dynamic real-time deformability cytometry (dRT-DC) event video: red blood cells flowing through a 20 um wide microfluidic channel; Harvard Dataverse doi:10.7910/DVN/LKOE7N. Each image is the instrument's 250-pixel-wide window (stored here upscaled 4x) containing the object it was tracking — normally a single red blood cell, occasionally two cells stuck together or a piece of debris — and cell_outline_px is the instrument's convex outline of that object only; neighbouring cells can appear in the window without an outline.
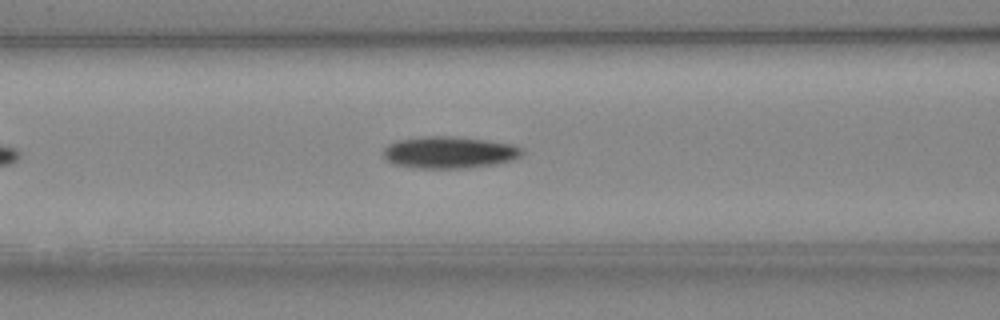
{"species": "Egyptian fruit bat (a non-hibernating species)", "species_latin": "Rousettus aegyptiacus", "temperature_condition": "cold", "stored_images_in_passage": 22, "camera_frame_rate_fps": 3000, "um_per_image_px": 0.085, "animal": {"sex": "female"}, "frame": {"image": 1, "passage_image": 10, "time_ms": 3.0, "image_size_px": [1000, 320], "cell_outline_px": [[524, 152], [520, 156], [512, 160], [496, 164], [460, 168], [420, 168], [396, 164], [388, 160], [384, 156], [384, 148], [388, 144], [396, 140], [424, 136], [452, 136], [484, 140], [512, 144], [520, 148]], "centroid_in_image_um": [38.18, 12.94], "position_along_channel_um": 128.4, "area_um2": 25.49}}
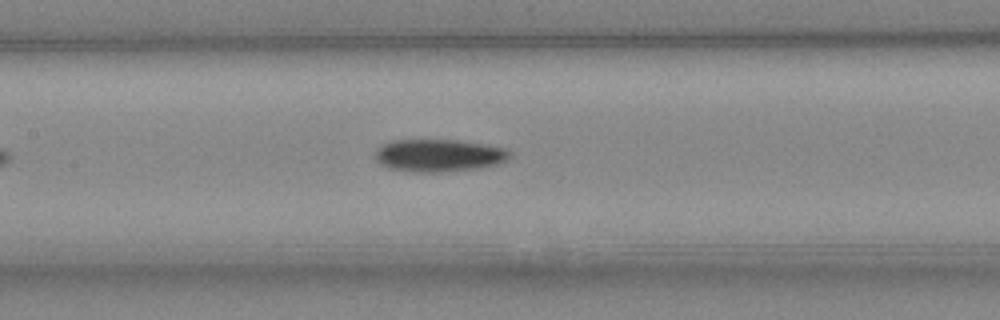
{"frame": {"image": 2, "passage_image": 13, "time_ms": 4.0, "image_size_px": [1000, 320], "cell_outline_px": [[512, 156], [496, 164], [480, 168], [440, 172], [412, 172], [388, 168], [380, 164], [376, 160], [376, 148], [392, 140], [456, 140], [504, 148], [512, 152]], "centroid_in_image_um": [37.27, 13.22], "position_along_channel_um": 170.1, "area_um2": 25.37}}
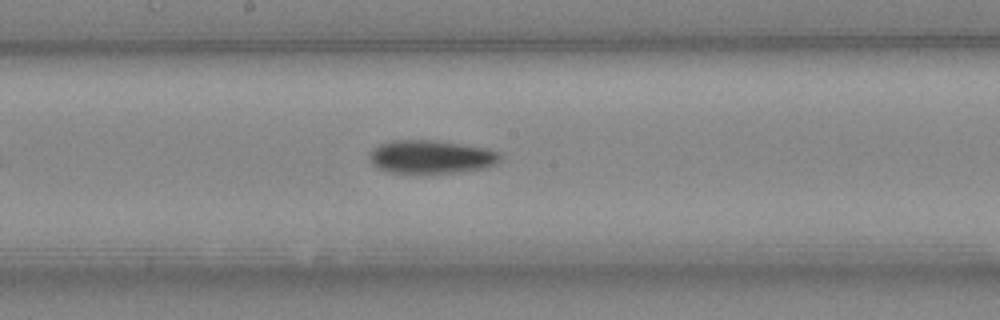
{"frame": {"image": 3, "passage_image": 16, "time_ms": 5.0, "image_size_px": [1000, 320], "cell_outline_px": [[500, 160], [496, 164], [488, 168], [460, 172], [388, 172], [376, 168], [372, 164], [368, 156], [368, 152], [372, 148], [388, 140], [440, 140], [488, 148], [500, 152]], "centroid_in_image_um": [36.64, 13.31], "position_along_channel_um": 211.6, "area_um2": 25.78}}